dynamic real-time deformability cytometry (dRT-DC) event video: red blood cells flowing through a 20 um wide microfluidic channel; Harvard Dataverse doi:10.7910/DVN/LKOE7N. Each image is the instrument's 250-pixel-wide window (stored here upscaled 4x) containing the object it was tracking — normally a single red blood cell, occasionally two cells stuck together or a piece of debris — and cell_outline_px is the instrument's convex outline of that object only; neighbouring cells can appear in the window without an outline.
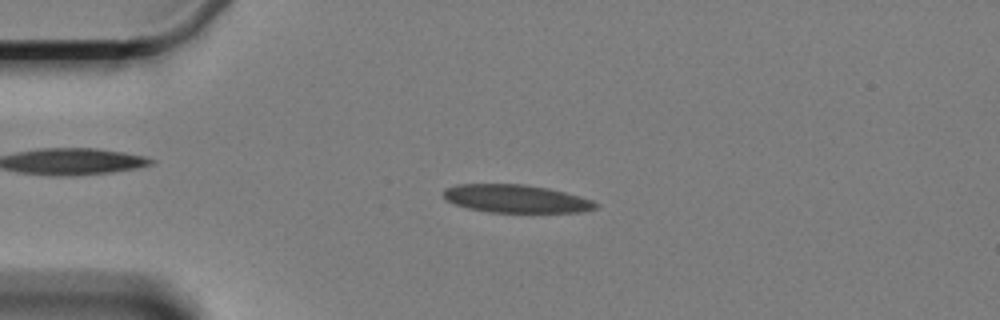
{"species": "Egyptian fruit bat (a non-hibernating species)", "species_latin": "Rousettus aegyptiacus", "temperature_condition": "cold", "stored_images_in_passage": 59, "camera_frame_rate_fps": 3000, "um_per_image_px": 0.085, "animal": {"sex": "female"}, "frame": {"image": 1, "passage_image": 13, "time_ms": 4.0, "image_size_px": [1000, 320], "cell_outline_px": [[600, 204], [596, 208], [584, 212], [488, 212], [468, 208], [444, 200], [444, 188], [456, 184], [524, 184], [548, 188], [580, 196], [592, 200]], "centroid_in_image_um": [43.86, 16.89], "position_along_channel_um": 41.1, "area_um2": 24.91}}
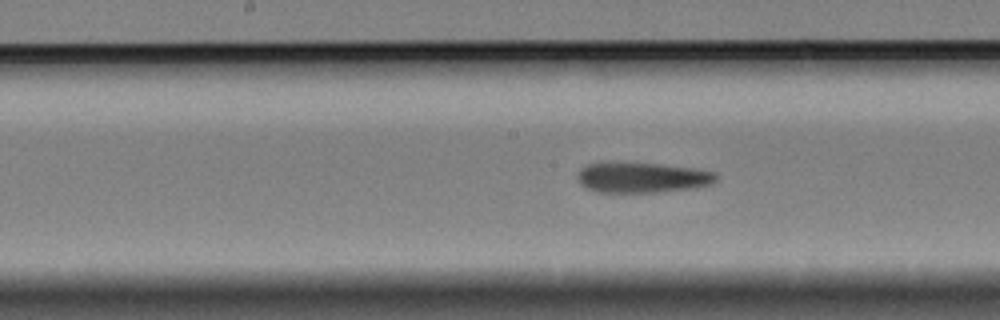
{"frame": {"image": 2, "passage_image": 29, "time_ms": 9.333, "image_size_px": [1000, 320], "cell_outline_px": [[716, 180], [712, 184], [696, 188], [660, 192], [596, 192], [584, 188], [576, 180], [576, 172], [584, 164], [600, 160], [656, 164], [692, 168], [716, 172]], "centroid_in_image_um": [54.45, 15.07], "position_along_channel_um": 193.7, "area_um2": 25.43}}
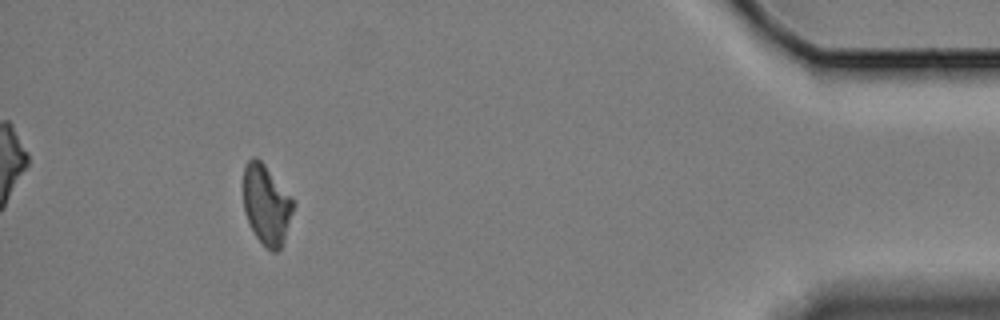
{"frame": {"image": 3, "passage_image": 54, "time_ms": 17.667, "image_size_px": [1000, 320], "cell_outline_px": [[296, 204], [284, 240], [280, 248], [276, 252], [272, 252], [256, 236], [244, 212], [244, 168], [248, 160], [252, 156], [256, 156], [264, 164]], "centroid_in_image_um": [22.65, 17.39], "position_along_channel_um": 412.5, "area_um2": 22.83}}